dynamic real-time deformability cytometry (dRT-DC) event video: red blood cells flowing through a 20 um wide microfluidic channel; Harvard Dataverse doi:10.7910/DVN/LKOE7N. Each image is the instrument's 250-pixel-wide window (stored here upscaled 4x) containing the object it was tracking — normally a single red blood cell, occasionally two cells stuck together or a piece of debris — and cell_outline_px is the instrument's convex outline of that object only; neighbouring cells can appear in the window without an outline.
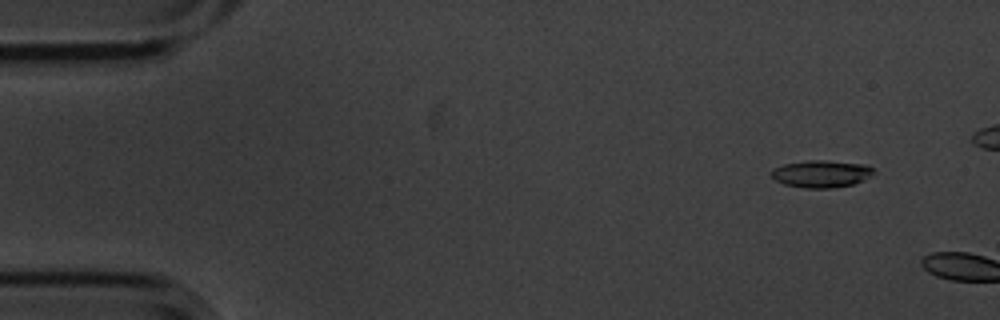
{"species": "common noctule bat (a hibernating species)", "species_latin": "Nyctalus noctula", "temperature_condition": "cold", "stored_images_in_passage": 3, "camera_frame_rate_fps": 3000, "um_per_image_px": 0.085, "animal": {"sex": "male", "body_mass_g": 20.1, "forearm_length_mm": 53.5}, "frame": {"image": 1, "passage_image": 2, "time_ms": 0.333, "image_size_px": [1000, 320], "cell_outline_px": [[872, 172], [868, 176], [852, 184], [832, 188], [804, 188], [784, 184], [776, 180], [772, 176], [772, 168], [784, 164], [808, 160], [824, 160], [868, 164], [872, 168]], "centroid_in_image_um": [69.77, 14.76], "position_along_channel_um": 15.2, "area_um2": 16.01}}